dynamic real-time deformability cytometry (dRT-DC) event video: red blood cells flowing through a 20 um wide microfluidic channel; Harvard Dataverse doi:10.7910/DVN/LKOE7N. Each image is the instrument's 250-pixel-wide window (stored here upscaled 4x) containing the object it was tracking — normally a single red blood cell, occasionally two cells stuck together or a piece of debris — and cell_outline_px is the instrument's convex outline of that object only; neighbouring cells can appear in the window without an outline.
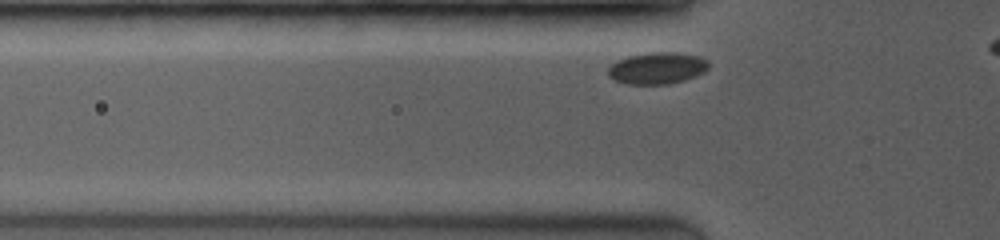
{"species": "common noctule bat (a hibernating species)", "species_latin": "Nyctalus noctula", "temperature_condition": "room temperature", "stored_images_in_passage": 14, "camera_frame_rate_fps": 3500, "um_per_image_px": 0.085, "animal": {"sex": "female", "body_mass_g": 19.0, "forearm_length_mm": 53.3}, "frame": {"image": 1, "passage_image": 3, "time_ms": 0.571, "image_size_px": [1000, 240], "cell_outline_px": [[708, 68], [704, 72], [684, 80], [668, 84], [628, 84], [616, 80], [608, 76], [608, 68], [616, 60], [628, 56], [652, 52], [676, 52], [700, 56], [708, 60]], "centroid_in_image_um": [55.87, 5.78], "position_along_channel_um": 69.9, "area_um2": 18.55}}
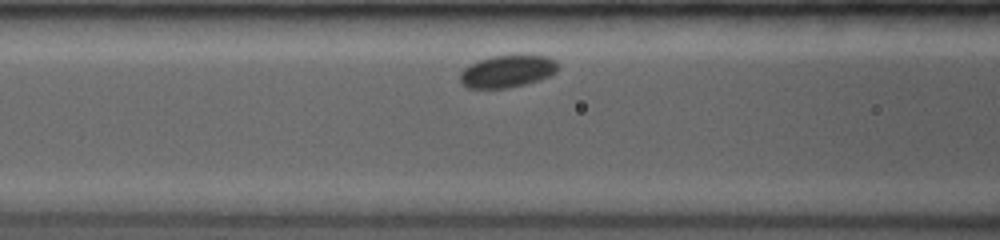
{"frame": {"image": 2, "passage_image": 8, "time_ms": 2.0, "image_size_px": [1000, 240], "cell_outline_px": [[560, 68], [552, 76], [524, 84], [508, 88], [468, 88], [460, 80], [460, 72], [464, 68], [480, 60], [492, 56], [548, 56], [556, 60], [560, 64]], "centroid_in_image_um": [43.18, 6.07], "position_along_channel_um": 123.4, "area_um2": 18.32}}
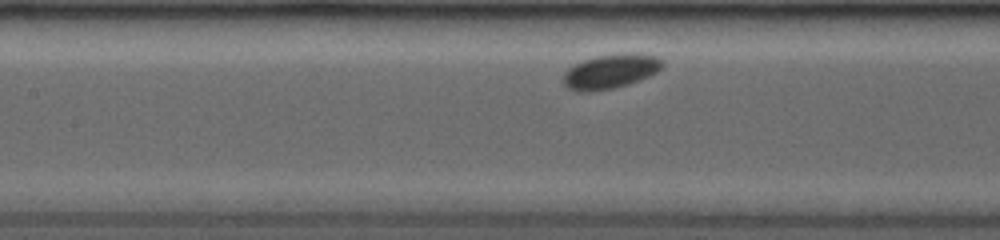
{"frame": {"image": 3, "passage_image": 11, "time_ms": 2.857, "image_size_px": [1000, 240], "cell_outline_px": [[664, 64], [656, 72], [640, 80], [628, 84], [612, 88], [592, 92], [576, 92], [568, 88], [564, 84], [564, 72], [568, 68], [584, 60], [596, 56], [620, 52], [656, 56], [664, 60]], "centroid_in_image_um": [51.89, 6.07], "position_along_channel_um": 155.5, "area_um2": 19.88}}